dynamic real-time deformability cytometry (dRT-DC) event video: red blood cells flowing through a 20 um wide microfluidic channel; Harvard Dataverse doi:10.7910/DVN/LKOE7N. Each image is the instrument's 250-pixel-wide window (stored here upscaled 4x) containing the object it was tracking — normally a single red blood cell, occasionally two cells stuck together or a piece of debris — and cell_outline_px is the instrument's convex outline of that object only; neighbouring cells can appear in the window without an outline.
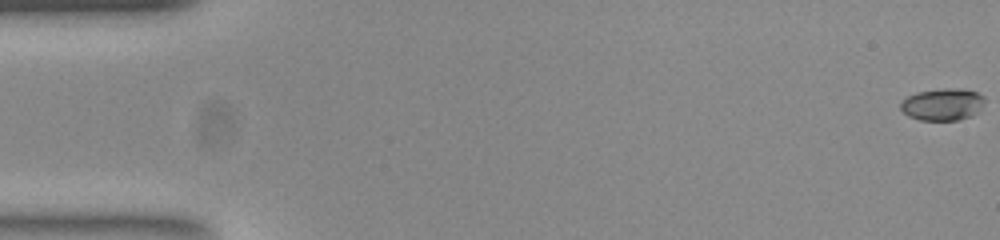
{"species": "common noctule bat (a hibernating species)", "species_latin": "Nyctalus noctula", "temperature_condition": "room temperature", "stored_images_in_passage": 47, "camera_frame_rate_fps": 3000, "um_per_image_px": 0.085, "animal": {"sex": "female", "body_mass_g": 23.0, "forearm_length_mm": 53.4}, "frame": {"image": 1, "passage_image": 1, "time_ms": 0.0, "image_size_px": [1000, 240], "cell_outline_px": [[984, 104], [972, 116], [960, 120], [920, 120], [908, 116], [900, 108], [900, 104], [908, 96], [916, 92], [944, 88], [964, 88], [976, 92], [984, 96]], "centroid_in_image_um": [80.13, 8.87], "position_along_channel_um": 4.9, "area_um2": 15.78}}
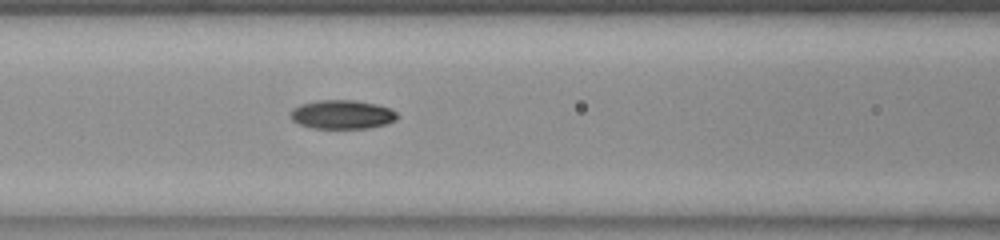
{"frame": {"image": 2, "passage_image": 23, "time_ms": 7.333, "image_size_px": [1000, 240], "cell_outline_px": [[400, 116], [396, 120], [388, 124], [368, 128], [312, 128], [300, 124], [292, 120], [288, 112], [292, 108], [300, 104], [316, 100], [356, 100], [376, 104], [392, 108]], "centroid_in_image_um": [29.09, 9.72], "position_along_channel_um": 137.5, "area_um2": 18.32}}
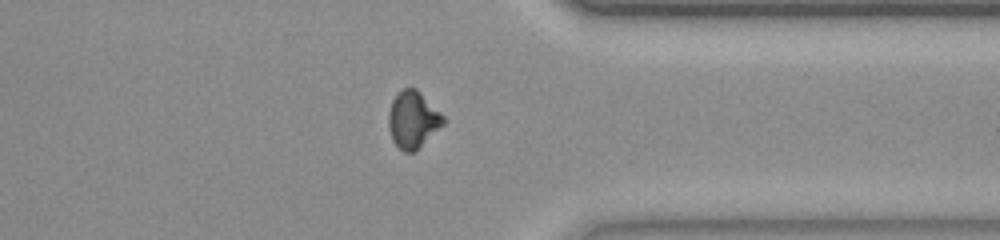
{"frame": {"image": 3, "passage_image": 42, "time_ms": 13.667, "image_size_px": [1000, 240], "cell_outline_px": [[448, 120], [444, 124], [412, 152], [404, 152], [392, 140], [388, 128], [388, 112], [392, 100], [404, 88], [416, 88]], "centroid_in_image_um": [35.09, 10.16], "position_along_channel_um": 376.3, "area_um2": 17.86}}